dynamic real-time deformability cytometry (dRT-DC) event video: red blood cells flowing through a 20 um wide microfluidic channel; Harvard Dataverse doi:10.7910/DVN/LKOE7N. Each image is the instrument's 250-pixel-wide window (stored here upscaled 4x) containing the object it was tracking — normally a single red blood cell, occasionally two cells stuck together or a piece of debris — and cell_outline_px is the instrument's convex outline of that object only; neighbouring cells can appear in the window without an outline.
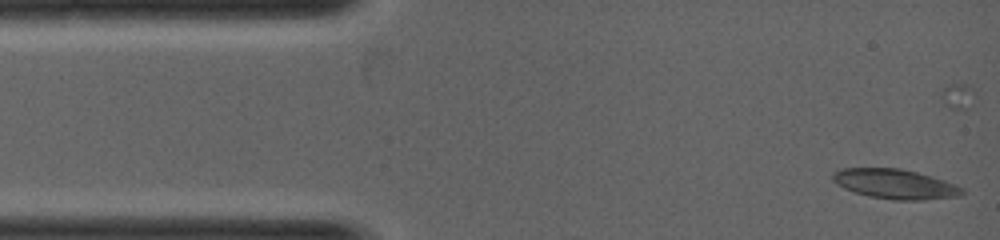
{"species": "common noctule bat (a hibernating species)", "species_latin": "Nyctalus noctula", "temperature_condition": "warm", "stored_images_in_passage": 27, "camera_frame_rate_fps": 5000, "um_per_image_px": 0.085, "animal": {"sex": "female", "body_mass_g": 19.0, "forearm_length_mm": 53.3}, "frame": {"image": 1, "passage_image": 1, "time_ms": 0.0, "image_size_px": [1000, 240], "cell_outline_px": [[964, 192], [960, 196], [924, 200], [892, 200], [868, 196], [844, 188], [836, 184], [832, 180], [832, 172], [840, 168], [900, 168], [932, 176], [956, 184], [964, 188]], "centroid_in_image_um": [76.08, 15.64], "position_along_channel_um": 8.9, "area_um2": 22.6}}
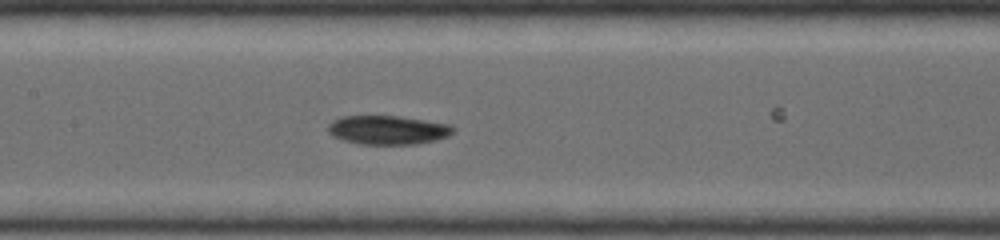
{"frame": {"image": 2, "passage_image": 15, "time_ms": 2.8, "image_size_px": [1000, 240], "cell_outline_px": [[456, 128], [448, 136], [436, 140], [416, 144], [360, 144], [344, 140], [332, 136], [328, 132], [328, 124], [332, 120], [340, 116], [400, 116], [448, 124]], "centroid_in_image_um": [32.93, 11.04], "position_along_channel_um": 174.5, "area_um2": 21.1}}
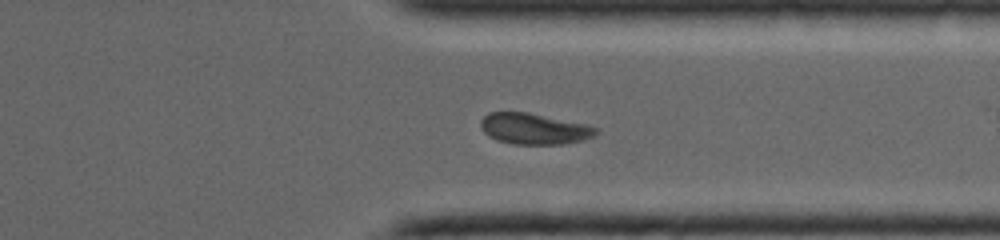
{"frame": {"image": 3, "passage_image": 26, "time_ms": 5.0, "image_size_px": [1000, 240], "cell_outline_px": [[600, 128], [592, 136], [584, 140], [564, 144], [512, 144], [496, 140], [488, 136], [480, 128], [480, 120], [488, 112], [528, 112], [588, 124]], "centroid_in_image_um": [45.39, 10.94], "position_along_channel_um": 366.0, "area_um2": 21.1}}